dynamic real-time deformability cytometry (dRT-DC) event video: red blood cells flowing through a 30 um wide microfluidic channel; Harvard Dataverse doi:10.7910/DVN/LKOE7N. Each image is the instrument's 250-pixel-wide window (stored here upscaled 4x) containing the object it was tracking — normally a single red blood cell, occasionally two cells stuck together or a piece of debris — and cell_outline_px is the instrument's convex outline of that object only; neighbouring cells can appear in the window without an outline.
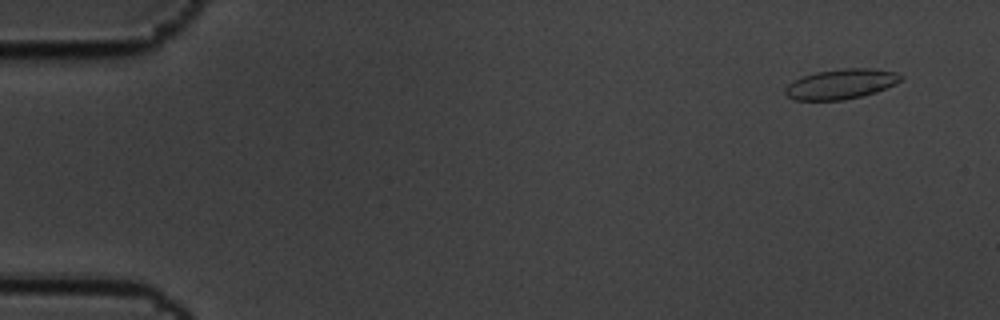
{"species": "common noctule bat (a hibernating species)", "species_latin": "Nyctalus noctula", "temperature_condition": "cold", "stored_images_in_passage": 5, "camera_frame_rate_fps": 3000, "um_per_image_px": 0.085, "animal": {"sex": "male", "body_mass_g": 19.5, "forearm_length_mm": 54.6}, "frame": {"image": 1, "passage_image": 1, "time_ms": 0.0, "image_size_px": [1000, 320], "cell_outline_px": [[904, 76], [896, 84], [876, 92], [844, 100], [796, 100], [788, 96], [784, 92], [784, 88], [792, 80], [816, 72], [844, 68], [872, 68], [896, 72]], "centroid_in_image_um": [71.49, 7.14], "position_along_channel_um": 13.5, "area_um2": 20.23}}
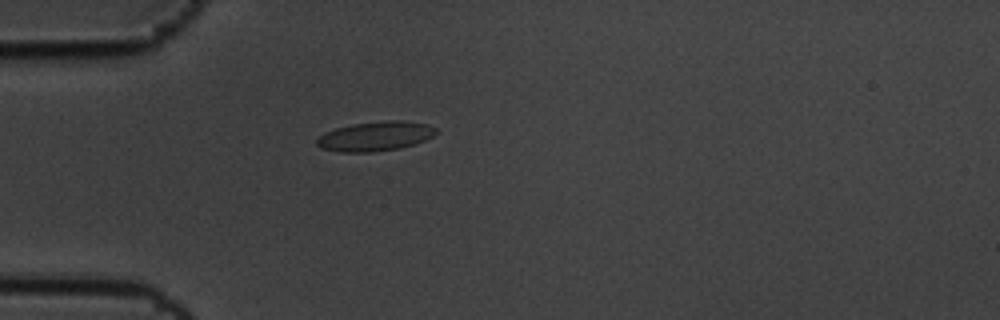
{"frame": {"image": 2, "passage_image": 5, "time_ms": 1.333, "image_size_px": [1000, 320], "cell_outline_px": [[440, 132], [424, 140], [400, 148], [372, 152], [340, 152], [320, 148], [316, 144], [316, 140], [324, 132], [336, 128], [352, 124], [388, 120], [404, 120], [428, 124], [436, 128]], "centroid_in_image_um": [31.91, 11.57], "position_along_channel_um": 53.1, "area_um2": 20.58}}